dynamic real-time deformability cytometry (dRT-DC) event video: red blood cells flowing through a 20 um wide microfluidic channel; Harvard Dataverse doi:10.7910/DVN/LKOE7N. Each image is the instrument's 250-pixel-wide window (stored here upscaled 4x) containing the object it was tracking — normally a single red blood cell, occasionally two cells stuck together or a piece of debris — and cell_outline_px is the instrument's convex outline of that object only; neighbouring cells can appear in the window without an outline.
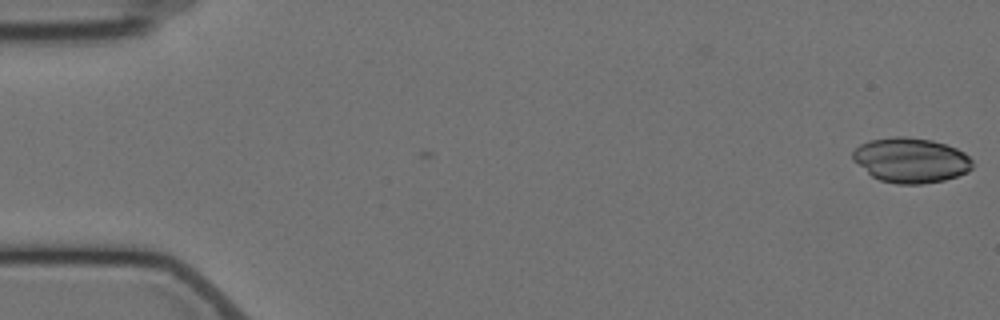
{"species": "Egyptian fruit bat (a non-hibernating species)", "species_latin": "Rousettus aegyptiacus", "temperature_condition": "cold", "stored_images_in_passage": 2, "camera_frame_rate_fps": 3000, "um_per_image_px": 0.085, "animal": {"sex": "female"}, "frame": {"image": 1, "passage_image": 2, "time_ms": 1.0, "image_size_px": [1000, 320], "cell_outline_px": [[972, 168], [968, 172], [944, 180], [920, 184], [896, 184], [880, 180], [872, 176], [852, 160], [852, 152], [860, 144], [868, 140], [896, 136], [904, 136], [932, 140], [956, 148], [964, 152], [972, 160]], "centroid_in_image_um": [77.4, 13.61], "position_along_channel_um": 7.6, "area_um2": 31.39}}